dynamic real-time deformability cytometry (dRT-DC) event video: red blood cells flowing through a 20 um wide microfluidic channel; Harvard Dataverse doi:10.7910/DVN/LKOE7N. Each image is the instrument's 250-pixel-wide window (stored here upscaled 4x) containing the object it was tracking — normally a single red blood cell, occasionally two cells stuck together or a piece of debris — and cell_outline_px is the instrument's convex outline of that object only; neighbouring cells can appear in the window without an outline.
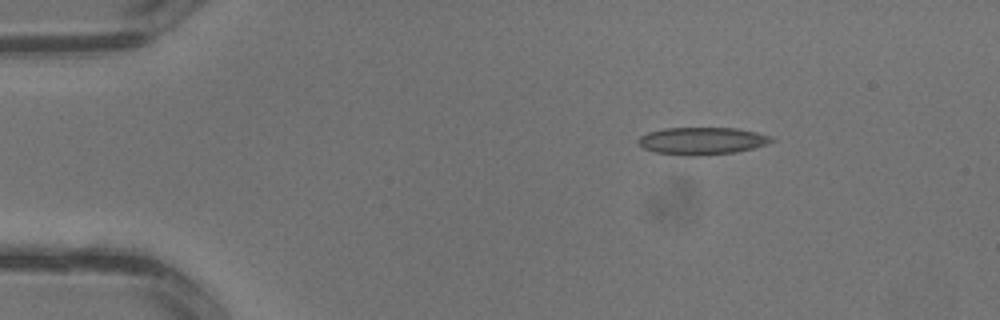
{"species": "common noctule bat (a hibernating species)", "species_latin": "Nyctalus noctula", "temperature_condition": "warm", "stored_images_in_passage": 2, "camera_frame_rate_fps": 3000, "um_per_image_px": 0.085, "animal": {"sex": "male", "body_mass_g": 13.3}, "frame": {"image": 1, "passage_image": 1, "time_ms": 0.0, "image_size_px": [1000, 320], "cell_outline_px": [[776, 140], [768, 144], [736, 152], [700, 156], [680, 156], [656, 152], [644, 148], [636, 140], [640, 136], [648, 132], [664, 128], [736, 128], [756, 132], [772, 136]], "centroid_in_image_um": [59.68, 11.98], "position_along_channel_um": 25.3, "area_um2": 21.44}}